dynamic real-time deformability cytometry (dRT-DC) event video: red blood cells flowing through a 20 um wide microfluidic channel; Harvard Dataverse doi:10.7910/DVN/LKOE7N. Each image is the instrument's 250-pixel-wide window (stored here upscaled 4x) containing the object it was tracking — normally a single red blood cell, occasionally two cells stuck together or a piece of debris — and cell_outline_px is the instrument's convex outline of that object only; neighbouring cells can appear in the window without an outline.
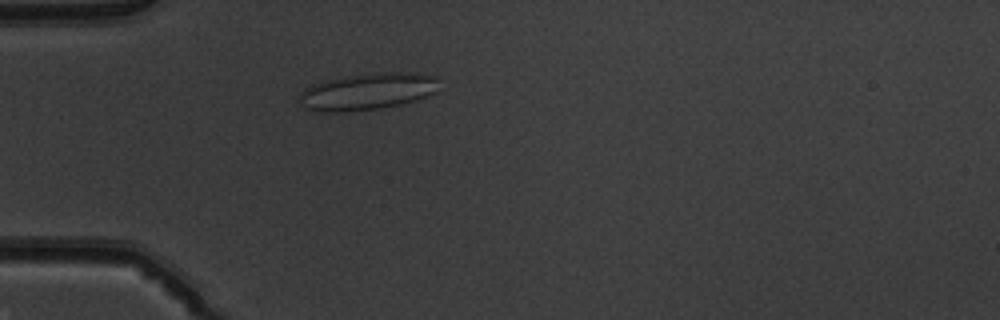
{"species": "common noctule bat (a hibernating species)", "species_latin": "Nyctalus noctula", "temperature_condition": "warm", "stored_images_in_passage": 47, "camera_frame_rate_fps": 3000, "um_per_image_px": 0.085, "animal": {"sex": "male", "body_mass_g": 19.5, "forearm_length_mm": 54.6}, "frame": {"image": 1, "passage_image": 11, "time_ms": 3.333, "image_size_px": [1000, 320], "cell_outline_px": [[436, 92], [416, 100], [404, 104], [380, 108], [344, 112], [312, 112], [304, 108], [300, 100], [300, 92], [304, 88], [328, 80], [344, 76], [372, 72], [416, 72], [436, 76]], "centroid_in_image_um": [31.22, 7.78], "position_along_channel_um": 53.8, "area_um2": 30.23}}
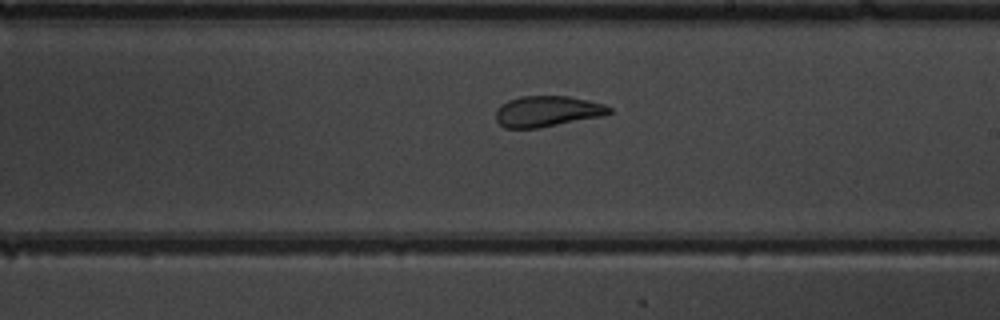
{"frame": {"image": 2, "passage_image": 26, "time_ms": 8.333, "image_size_px": [1000, 320], "cell_outline_px": [[612, 112], [600, 116], [536, 128], [504, 128], [496, 120], [496, 108], [500, 104], [508, 100], [520, 96], [568, 96], [588, 100], [604, 104], [612, 108]], "centroid_in_image_um": [46.47, 9.45], "position_along_channel_um": 242.5, "area_um2": 20.23}}
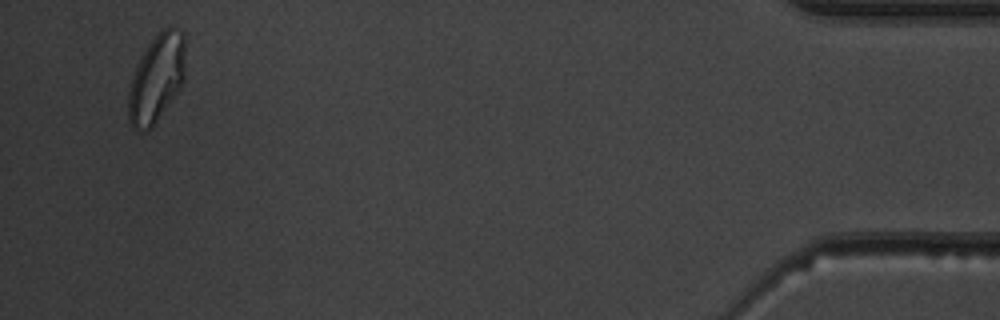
{"frame": {"image": 3, "passage_image": 45, "time_ms": 14.667, "image_size_px": [1000, 320], "cell_outline_px": [[184, 80], [152, 128], [148, 132], [136, 132], [132, 128], [128, 120], [128, 92], [132, 76], [148, 44], [168, 24], [184, 32]], "centroid_in_image_um": [13.29, 6.7], "position_along_channel_um": 421.9, "area_um2": 29.07}, "authors_computed_cell_mechanics": {"area_um2": 23.3512, "velocity_mm_per_s": 3.9911, "shape_relaxation_time_tau1_ms": null, "shape_relaxation_time_tau2_ms": 0.8867, "deformation_change_tau1": null, "deformation_change_tau2": 0.0779}}